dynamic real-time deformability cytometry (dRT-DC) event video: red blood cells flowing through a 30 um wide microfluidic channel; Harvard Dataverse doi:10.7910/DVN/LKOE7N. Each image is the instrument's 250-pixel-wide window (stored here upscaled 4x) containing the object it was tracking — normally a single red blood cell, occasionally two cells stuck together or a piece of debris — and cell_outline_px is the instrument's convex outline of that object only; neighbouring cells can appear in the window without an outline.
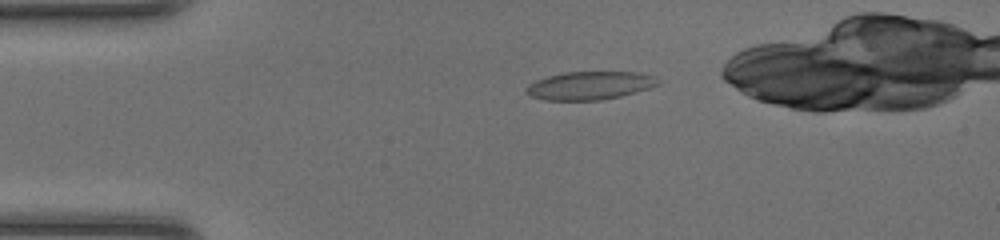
{"species": "common noctule bat (a hibernating species)", "species_latin": "Nyctalus noctula", "temperature_condition": "room temperature", "stored_images_in_passage": 36, "camera_frame_rate_fps": 3000, "um_per_image_px": 0.085, "animal": {"sex": "female", "body_mass_g": 20.0, "forearm_length_mm": 54.0}, "frame": {"image": 1, "passage_image": 4, "time_ms": 1.0, "image_size_px": [1000, 240], "cell_outline_px": [[660, 84], [636, 92], [620, 96], [600, 100], [544, 100], [528, 96], [524, 92], [524, 88], [528, 84], [536, 80], [548, 76], [564, 72], [636, 72], [656, 76], [660, 80]], "centroid_in_image_um": [50.1, 7.27], "position_along_channel_um": 34.9, "area_um2": 21.85}}
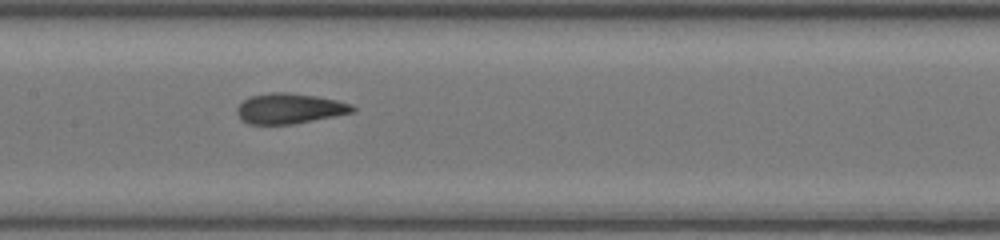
{"frame": {"image": 2, "passage_image": 17, "time_ms": 5.333, "image_size_px": [1000, 240], "cell_outline_px": [[356, 112], [292, 124], [248, 124], [240, 120], [236, 112], [236, 108], [244, 100], [252, 96], [272, 92], [288, 92], [316, 96], [336, 100], [352, 104], [356, 108]], "centroid_in_image_um": [24.61, 9.23], "position_along_channel_um": 182.8, "area_um2": 20.46}}
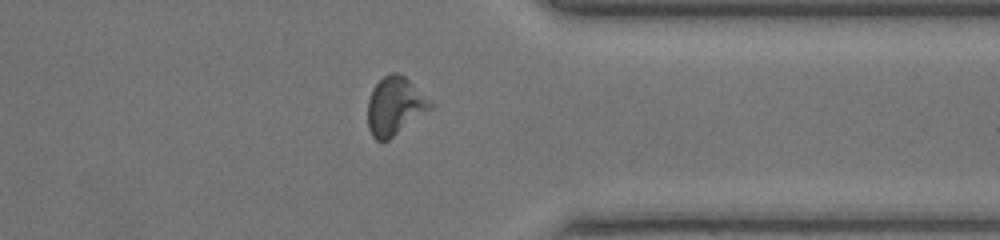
{"frame": {"image": 3, "passage_image": 31, "time_ms": 10.0, "image_size_px": [1000, 240], "cell_outline_px": [[436, 104], [432, 108], [388, 140], [376, 140], [372, 136], [368, 128], [368, 100], [372, 88], [384, 76], [392, 72], [396, 72], [404, 76], [432, 100]], "centroid_in_image_um": [33.58, 9.0], "position_along_channel_um": 377.8, "area_um2": 21.21}}